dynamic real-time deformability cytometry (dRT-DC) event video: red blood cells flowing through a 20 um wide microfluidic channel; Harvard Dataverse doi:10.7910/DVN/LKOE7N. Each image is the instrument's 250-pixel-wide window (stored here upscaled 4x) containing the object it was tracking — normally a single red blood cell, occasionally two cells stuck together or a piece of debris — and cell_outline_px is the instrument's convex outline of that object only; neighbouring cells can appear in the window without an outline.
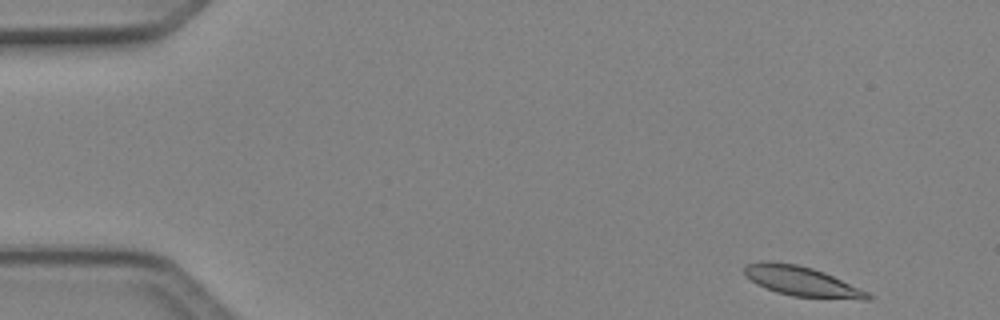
{"species": "Egyptian fruit bat (a non-hibernating species)", "species_latin": "Rousettus aegyptiacus", "temperature_condition": "cold", "stored_images_in_passage": 4, "camera_frame_rate_fps": 3000, "um_per_image_px": 0.085, "animal": {"sex": "female"}, "frame": {"image": 1, "passage_image": 1, "time_ms": 0.0, "image_size_px": [1000, 320], "cell_outline_px": [[872, 300], [860, 300], [792, 296], [776, 292], [756, 284], [744, 276], [744, 268], [748, 264], [760, 260], [772, 260], [796, 264], [812, 268], [824, 272], [868, 292], [872, 296]], "centroid_in_image_um": [68.12, 23.91], "position_along_channel_um": 16.9, "area_um2": 21.62}}
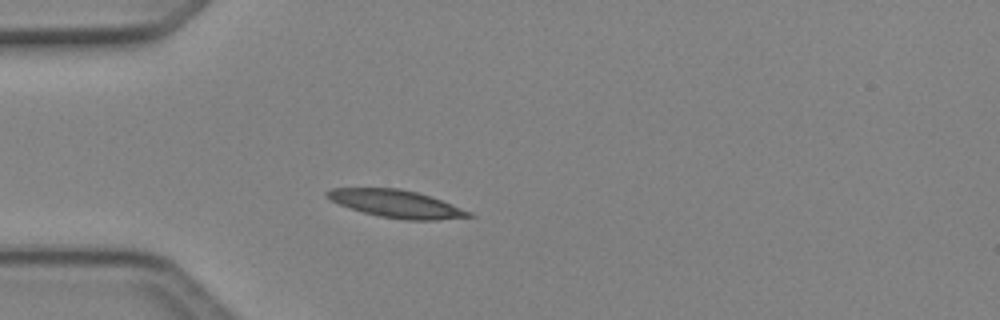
{"frame": {"image": 2, "passage_image": 4, "time_ms": 1.0, "image_size_px": [1000, 320], "cell_outline_px": [[476, 216], [436, 220], [404, 220], [380, 216], [364, 212], [340, 204], [324, 196], [324, 192], [332, 188], [400, 188], [416, 192], [440, 200], [472, 212]], "centroid_in_image_um": [33.69, 17.32], "position_along_channel_um": 51.3, "area_um2": 22.48}}